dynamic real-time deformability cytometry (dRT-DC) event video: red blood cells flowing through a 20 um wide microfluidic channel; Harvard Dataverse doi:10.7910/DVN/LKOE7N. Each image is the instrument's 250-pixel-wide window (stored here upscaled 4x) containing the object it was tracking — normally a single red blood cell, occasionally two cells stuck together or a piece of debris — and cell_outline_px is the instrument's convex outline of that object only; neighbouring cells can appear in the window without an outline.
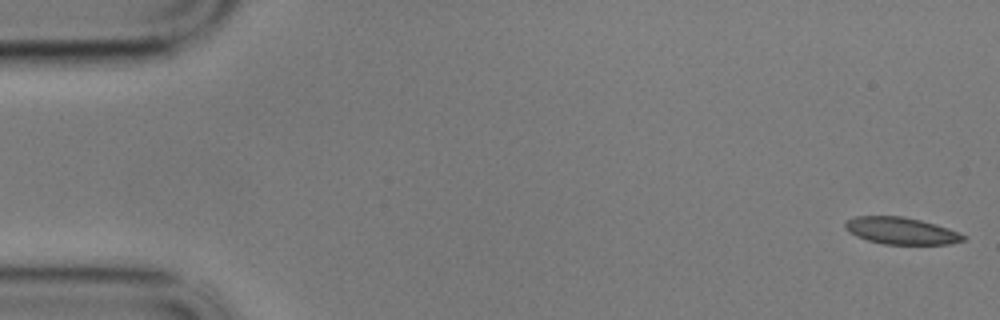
{"species": "common noctule bat (a hibernating species)", "species_latin": "Nyctalus noctula", "temperature_condition": "cold", "stored_images_in_passage": 59, "camera_frame_rate_fps": 3000, "um_per_image_px": 0.085, "animal": {"sex": "male", "body_mass_g": 17.9}, "frame": {"image": 1, "passage_image": 1, "time_ms": 0.0, "image_size_px": [1000, 320], "cell_outline_px": [[968, 236], [964, 240], [948, 244], [884, 244], [868, 240], [856, 236], [848, 232], [844, 228], [844, 224], [848, 220], [856, 216], [904, 216], [936, 224], [960, 232]], "centroid_in_image_um": [76.61, 19.61], "position_along_channel_um": 8.4, "area_um2": 18.61}}
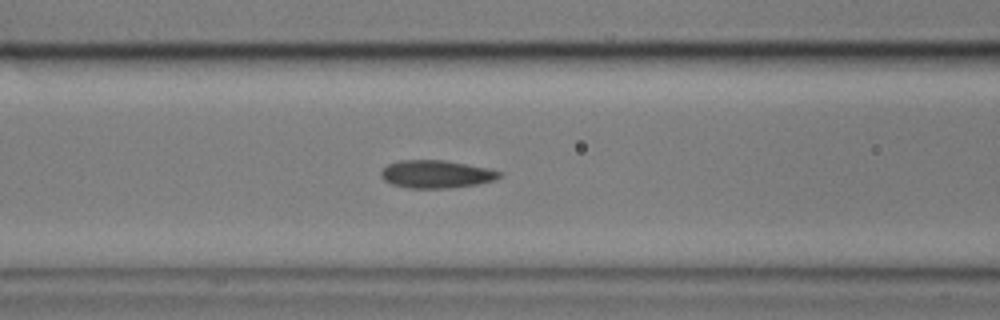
{"frame": {"image": 2, "passage_image": 23, "time_ms": 7.333, "image_size_px": [1000, 320], "cell_outline_px": [[504, 176], [496, 180], [476, 184], [452, 188], [408, 188], [392, 184], [384, 180], [380, 176], [380, 172], [388, 164], [400, 160], [444, 160], [488, 168], [504, 172]], "centroid_in_image_um": [37.12, 14.8], "position_along_channel_um": 129.5, "area_um2": 19.36}}
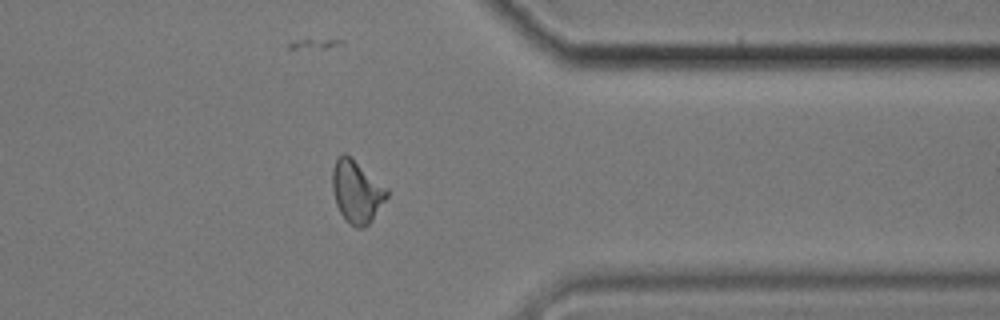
{"frame": {"image": 3, "passage_image": 46, "time_ms": 15.0, "image_size_px": [1000, 320], "cell_outline_px": [[388, 196], [372, 220], [364, 228], [356, 228], [344, 220], [336, 204], [332, 188], [332, 168], [336, 160], [344, 152], [352, 156], [388, 188]], "centroid_in_image_um": [30.32, 16.27], "position_along_channel_um": 381.1, "area_um2": 20.11}, "authors_computed_cell_mechanics": {"area_um2": 19.1896, "velocity_mm_per_s": 3.4074, "shape_relaxation_time_tau1_ms": null, "shape_relaxation_time_tau2_ms": 2.325, "deformation_change_tau1": null, "deformation_change_tau2": 0.0983}}